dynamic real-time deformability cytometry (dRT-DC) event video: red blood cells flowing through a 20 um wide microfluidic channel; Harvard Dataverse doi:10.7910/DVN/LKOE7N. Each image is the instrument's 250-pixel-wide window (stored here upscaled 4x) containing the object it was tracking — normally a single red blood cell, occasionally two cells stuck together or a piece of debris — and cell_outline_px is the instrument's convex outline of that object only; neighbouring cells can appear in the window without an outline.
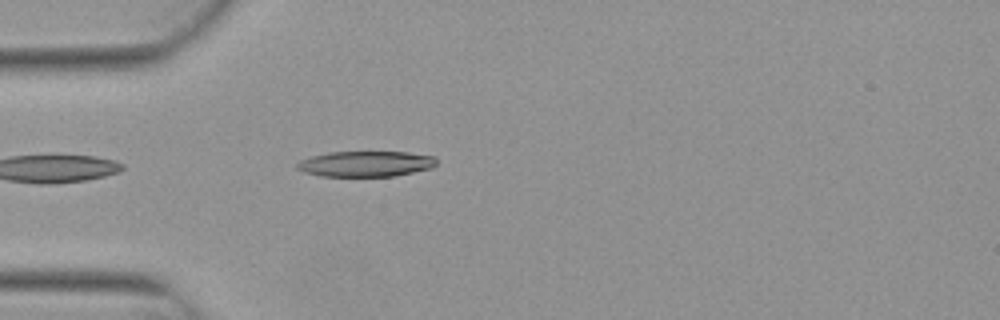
{"species": "Egyptian fruit bat (a non-hibernating species)", "species_latin": "Rousettus aegyptiacus", "temperature_condition": "warm", "stored_images_in_passage": 4, "camera_frame_rate_fps": 3000, "um_per_image_px": 0.085, "animal": {"sex": "female"}, "frame": {"image": 1, "passage_image": 4, "time_ms": 1.0, "image_size_px": [1000, 320], "cell_outline_px": [[436, 164], [432, 168], [396, 176], [320, 176], [304, 172], [296, 168], [296, 164], [300, 160], [312, 156], [328, 152], [408, 152], [436, 156]], "centroid_in_image_um": [31.1, 13.92], "position_along_channel_um": 53.9, "area_um2": 20.92}}